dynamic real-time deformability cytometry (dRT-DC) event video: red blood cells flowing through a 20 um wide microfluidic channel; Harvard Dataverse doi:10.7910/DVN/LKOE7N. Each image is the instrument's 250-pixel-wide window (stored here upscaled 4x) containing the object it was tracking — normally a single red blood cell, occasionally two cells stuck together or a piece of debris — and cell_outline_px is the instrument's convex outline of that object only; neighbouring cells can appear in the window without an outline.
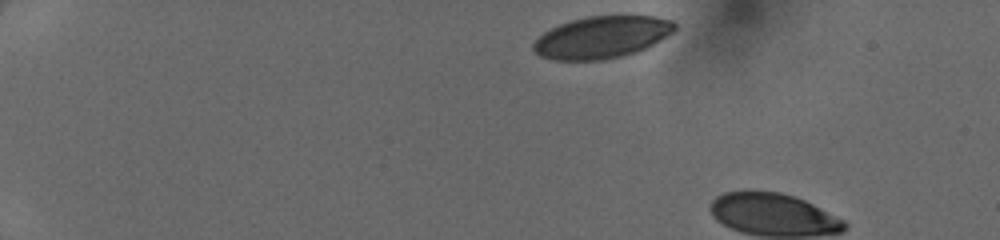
{"species": "human", "species_latin": "Homo sapiens", "temperature_condition": "cold", "stored_images_in_passage": 5, "camera_frame_rate_fps": 3000, "um_per_image_px": 0.085, "donor": {"sex": "female"}, "frame": {"image": 1, "passage_image": 1, "time_ms": 0.0, "image_size_px": [1000, 240], "cell_outline_px": [[676, 28], [672, 32], [660, 40], [636, 52], [604, 60], [556, 60], [540, 56], [532, 48], [532, 44], [544, 32], [560, 24], [572, 20], [588, 16], [652, 16], [672, 20], [676, 24]], "centroid_in_image_um": [51.14, 3.16], "position_along_channel_um": 33.9, "area_um2": 34.28}}